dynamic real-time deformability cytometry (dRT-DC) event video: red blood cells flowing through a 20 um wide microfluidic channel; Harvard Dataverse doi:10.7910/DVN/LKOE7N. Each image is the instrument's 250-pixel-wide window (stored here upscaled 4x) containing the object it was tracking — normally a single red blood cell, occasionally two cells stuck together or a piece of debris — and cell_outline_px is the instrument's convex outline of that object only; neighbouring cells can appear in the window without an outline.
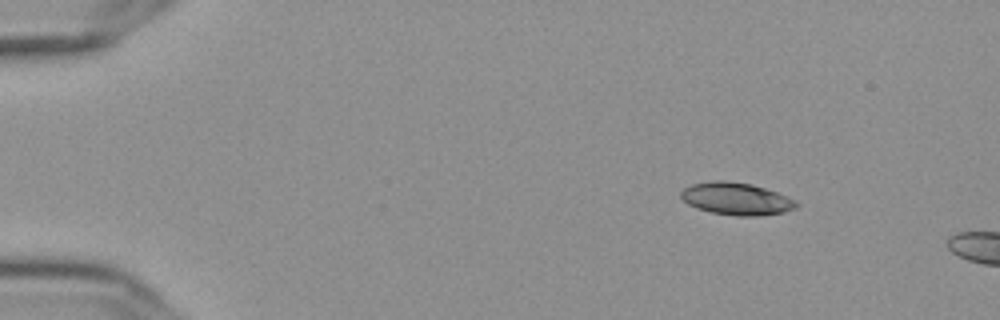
{"species": "Egyptian fruit bat (a non-hibernating species)", "species_latin": "Rousettus aegyptiacus", "temperature_condition": "cold", "stored_images_in_passage": 11, "camera_frame_rate_fps": 3000, "um_per_image_px": 0.085, "frame": {"image": 1, "passage_image": 7, "time_ms": 2.0, "image_size_px": [1000, 320], "cell_outline_px": [[800, 204], [796, 208], [784, 212], [760, 216], [736, 216], [712, 212], [696, 208], [688, 204], [680, 196], [680, 192], [684, 188], [692, 184], [716, 180], [724, 180], [748, 184], [764, 188], [788, 196], [796, 200]], "centroid_in_image_um": [62.61, 16.9], "position_along_channel_um": 22.4, "area_um2": 21.73}}